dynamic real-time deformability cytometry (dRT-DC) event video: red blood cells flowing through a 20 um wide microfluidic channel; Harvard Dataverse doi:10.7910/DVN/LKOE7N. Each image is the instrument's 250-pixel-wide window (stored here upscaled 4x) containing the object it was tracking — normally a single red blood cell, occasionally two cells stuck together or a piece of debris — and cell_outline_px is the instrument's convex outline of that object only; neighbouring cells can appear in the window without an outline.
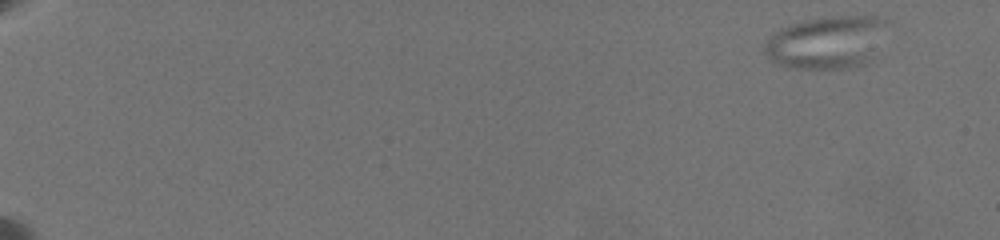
{"species": "common noctule bat (a hibernating species)", "species_latin": "Nyctalus noctula", "temperature_condition": "warm", "stored_images_in_passage": 9, "camera_frame_rate_fps": 3000, "um_per_image_px": 0.085, "animal": {"sex": "female", "body_mass_g": 19.5, "forearm_length_mm": 54.1}, "frame": {"image": 1, "passage_image": 1, "time_ms": 0.0, "image_size_px": [1000, 240], "cell_outline_px": [[888, 24], [864, 64], [856, 68], [784, 68], [768, 60], [764, 52], [764, 44], [772, 32], [780, 28], [792, 24], [808, 20], [832, 16], [876, 16], [888, 20]], "centroid_in_image_um": [70.17, 3.6], "position_along_channel_um": 14.8, "area_um2": 37.34}}
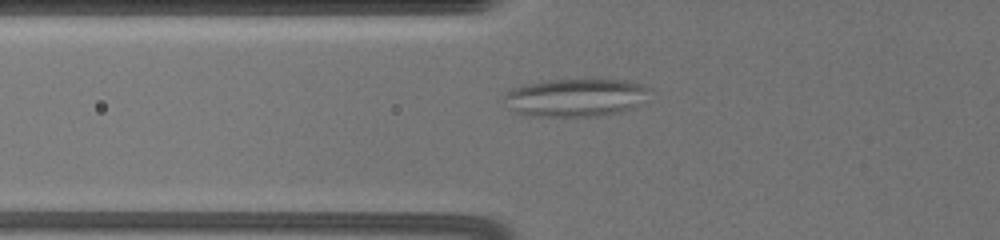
{"frame": {"image": 2, "passage_image": 7, "time_ms": 7.333, "image_size_px": [1000, 240], "cell_outline_px": [[652, 88], [640, 104], [632, 108], [620, 112], [600, 116], [536, 116], [516, 112], [508, 108], [504, 96], [512, 88], [548, 80], [580, 76], [628, 80], [644, 84]], "centroid_in_image_um": [49.01, 8.24], "position_along_channel_um": 76.8, "area_um2": 33.18}}
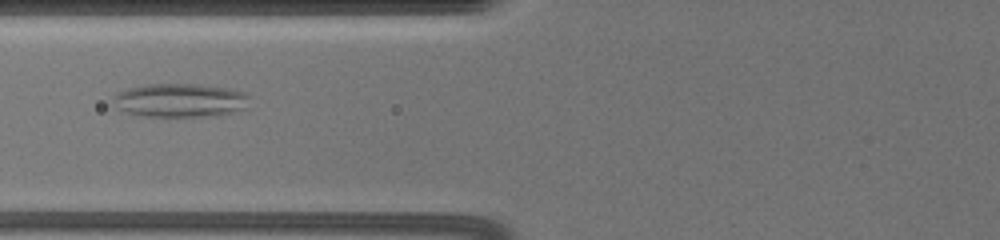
{"frame": {"image": 3, "passage_image": 8, "time_ms": 8.333, "image_size_px": [1000, 240], "cell_outline_px": [[248, 96], [244, 108], [232, 112], [216, 116], [144, 116], [124, 112], [116, 108], [112, 100], [116, 92], [128, 88], [148, 84], [196, 84], [228, 88], [244, 92]], "centroid_in_image_um": [15.24, 8.52], "position_along_channel_um": 110.6, "area_um2": 26.7}}